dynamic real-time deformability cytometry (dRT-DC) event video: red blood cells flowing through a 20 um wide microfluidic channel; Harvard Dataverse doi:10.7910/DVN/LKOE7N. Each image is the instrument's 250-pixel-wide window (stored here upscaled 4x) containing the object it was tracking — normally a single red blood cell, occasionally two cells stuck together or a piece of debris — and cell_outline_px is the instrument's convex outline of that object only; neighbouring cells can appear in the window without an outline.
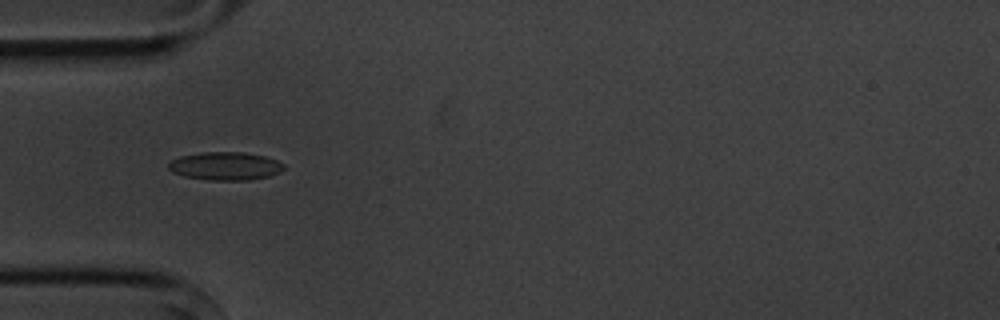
{"species": "common noctule bat (a hibernating species)", "species_latin": "Nyctalus noctula", "temperature_condition": "cold", "stored_images_in_passage": 5, "camera_frame_rate_fps": 3000, "um_per_image_px": 0.085, "animal": {"sex": "male", "body_mass_g": 20.1, "forearm_length_mm": 53.5}, "frame": {"image": 1, "passage_image": 4, "time_ms": 3.667, "image_size_px": [1000, 320], "cell_outline_px": [[284, 168], [280, 172], [268, 176], [248, 180], [208, 180], [184, 176], [172, 172], [168, 168], [168, 164], [172, 160], [180, 156], [200, 152], [244, 152], [264, 156], [276, 160], [284, 164]], "centroid_in_image_um": [19.13, 14.11], "position_along_channel_um": 65.9, "area_um2": 18.9}}
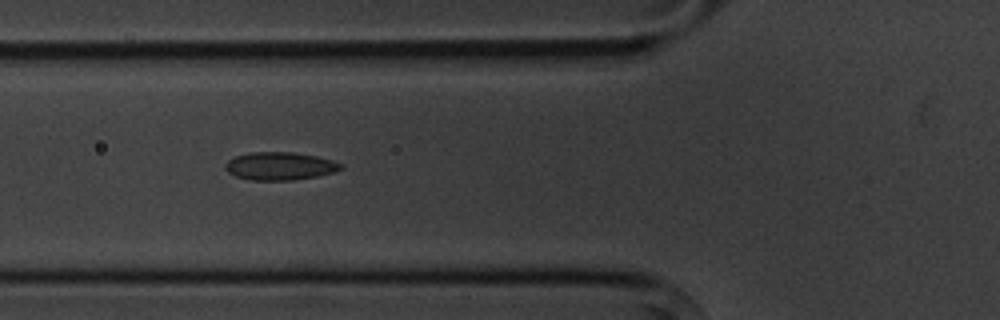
{"frame": {"image": 2, "passage_image": 5, "time_ms": 4.667, "image_size_px": [1000, 320], "cell_outline_px": [[344, 168], [336, 172], [316, 176], [292, 180], [252, 180], [236, 176], [228, 172], [224, 168], [224, 164], [228, 160], [236, 156], [248, 152], [292, 152], [316, 156], [332, 160], [344, 164]], "centroid_in_image_um": [23.8, 14.11], "position_along_channel_um": 102.0, "area_um2": 18.9}}